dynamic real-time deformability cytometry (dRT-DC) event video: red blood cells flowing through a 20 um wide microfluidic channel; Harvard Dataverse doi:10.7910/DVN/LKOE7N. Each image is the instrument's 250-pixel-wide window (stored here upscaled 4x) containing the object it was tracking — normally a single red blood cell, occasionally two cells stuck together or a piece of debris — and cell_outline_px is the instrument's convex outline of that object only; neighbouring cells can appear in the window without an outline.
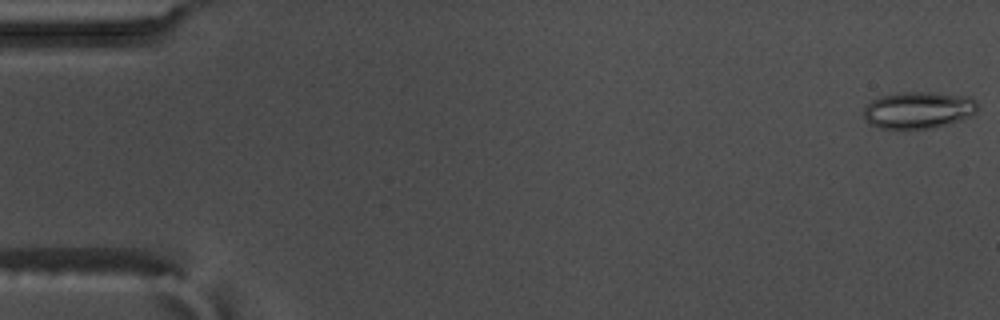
{"species": "common noctule bat (a hibernating species)", "species_latin": "Nyctalus noctula", "temperature_condition": "warm", "stored_images_in_passage": 57, "camera_frame_rate_fps": 3000, "um_per_image_px": 0.085, "animal": {"sex": "male", "body_mass_g": 17.5, "forearm_length_mm": 52.3}, "frame": {"image": 1, "passage_image": 1, "time_ms": 0.0, "image_size_px": [1000, 320], "cell_outline_px": [[976, 112], [972, 116], [948, 124], [932, 128], [904, 132], [880, 128], [868, 124], [864, 116], [864, 108], [872, 100], [880, 96], [904, 92], [936, 92], [968, 96], [976, 100]], "centroid_in_image_um": [78.04, 9.39], "position_along_channel_um": 7.0, "area_um2": 25.26}}
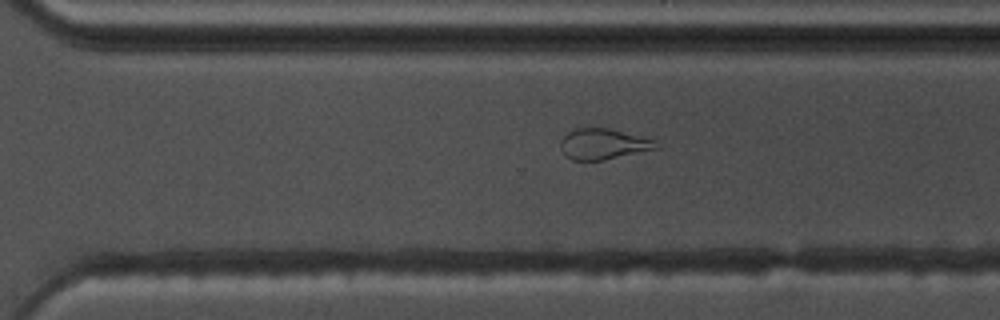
{"frame": {"image": 2, "passage_image": 40, "time_ms": 13.0, "image_size_px": [1000, 320], "cell_outline_px": [[660, 148], [604, 160], [572, 160], [564, 152], [560, 144], [560, 140], [568, 132], [576, 128], [608, 128], [656, 140]], "centroid_in_image_um": [51.31, 12.24], "position_along_channel_um": 319.3, "area_um2": 16.99}}
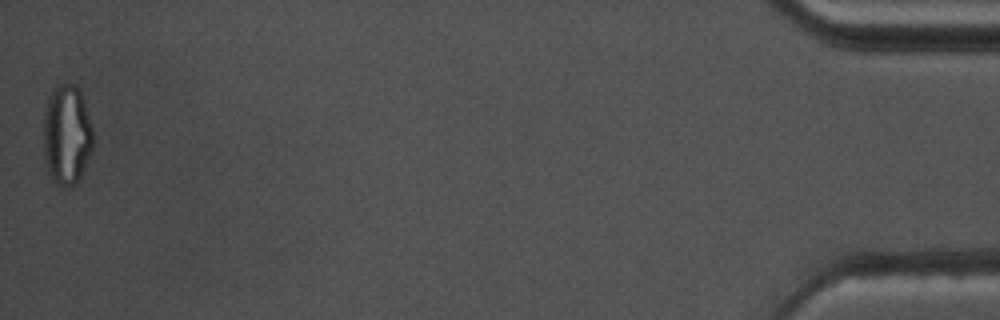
{"frame": {"image": 3, "passage_image": 57, "time_ms": 18.667, "image_size_px": [1000, 320], "cell_outline_px": [[92, 148], [80, 176], [72, 184], [56, 184], [48, 172], [44, 152], [44, 112], [48, 100], [52, 92], [60, 84], [76, 84], [80, 92], [92, 124]], "centroid_in_image_um": [5.67, 11.42], "position_along_channel_um": 429.5, "area_um2": 28.15}, "authors_computed_cell_mechanics": {"area_um2": 22.5998, "velocity_mm_per_s": 3.6208, "shape_relaxation_time_tau1_ms": null, "shape_relaxation_time_tau2_ms": 1.5312, "deformation_change_tau1": null, "deformation_change_tau2": 0.0971}}